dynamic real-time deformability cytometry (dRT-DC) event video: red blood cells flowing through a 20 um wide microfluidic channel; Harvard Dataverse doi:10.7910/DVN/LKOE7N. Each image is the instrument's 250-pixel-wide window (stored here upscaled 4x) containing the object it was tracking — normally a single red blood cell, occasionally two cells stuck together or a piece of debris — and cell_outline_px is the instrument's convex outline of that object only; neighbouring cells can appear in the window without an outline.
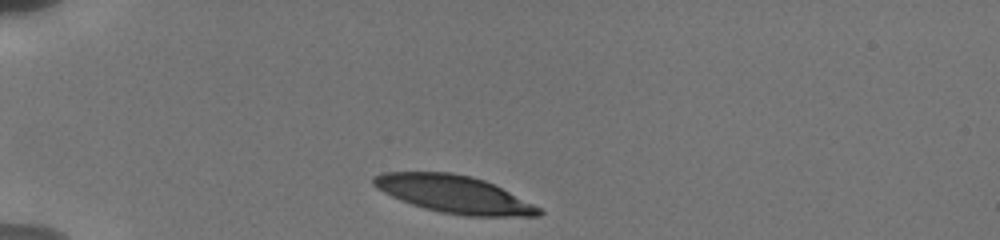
{"species": "human", "species_latin": "Homo sapiens", "temperature_condition": "cold", "stored_images_in_passage": 3, "camera_frame_rate_fps": 3000, "um_per_image_px": 0.085, "donor": {"sex": "male"}, "frame": {"image": 1, "passage_image": 1, "time_ms": 0.0, "image_size_px": [1000, 240], "cell_outline_px": [[544, 212], [540, 216], [464, 216], [440, 212], [424, 208], [412, 204], [392, 196], [376, 188], [372, 184], [372, 176], [380, 172], [452, 172], [472, 176], [484, 180], [544, 208]], "centroid_in_image_um": [38.61, 16.51], "position_along_channel_um": 46.4, "area_um2": 36.3}}
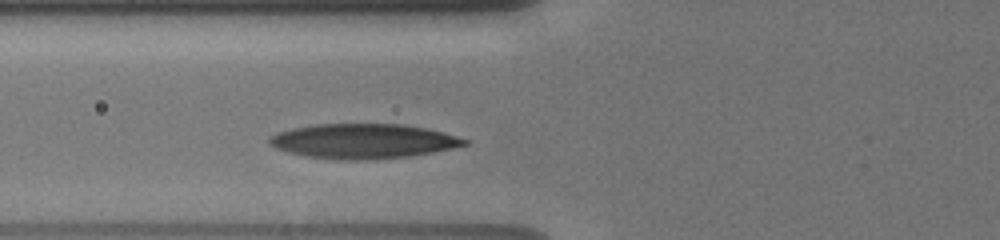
{"frame": {"image": 2, "passage_image": 3, "time_ms": 2.333, "image_size_px": [1000, 240], "cell_outline_px": [[468, 144], [452, 148], [432, 152], [408, 156], [360, 160], [336, 160], [308, 156], [288, 152], [276, 148], [268, 144], [268, 136], [276, 132], [292, 128], [316, 124], [400, 124], [428, 128], [444, 132], [468, 140]], "centroid_in_image_um": [30.83, 11.99], "position_along_channel_um": 95.0, "area_um2": 39.48}}